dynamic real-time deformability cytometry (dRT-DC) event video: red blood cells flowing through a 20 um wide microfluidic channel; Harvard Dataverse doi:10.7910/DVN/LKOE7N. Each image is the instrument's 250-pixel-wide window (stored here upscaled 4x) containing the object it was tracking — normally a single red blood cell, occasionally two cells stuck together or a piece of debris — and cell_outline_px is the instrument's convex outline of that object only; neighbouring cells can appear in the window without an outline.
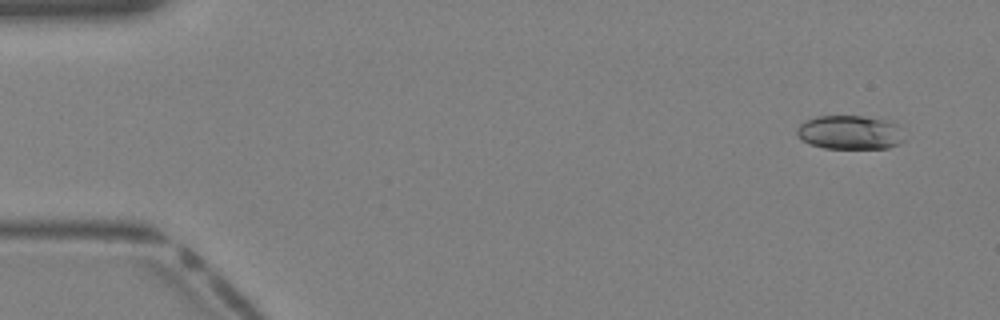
{"species": "Egyptian fruit bat (a non-hibernating species)", "species_latin": "Rousettus aegyptiacus", "temperature_condition": "warm", "stored_images_in_passage": 39, "camera_frame_rate_fps": 3000, "um_per_image_px": 0.085, "animal": {"sex": "female"}, "frame": {"image": 1, "passage_image": 2, "time_ms": 0.333, "image_size_px": [1000, 320], "cell_outline_px": [[904, 140], [888, 148], [824, 148], [812, 144], [796, 136], [796, 128], [804, 120], [816, 116], [864, 116], [884, 120], [896, 124]], "centroid_in_image_um": [72.18, 11.24], "position_along_channel_um": 12.8, "area_um2": 21.04}}
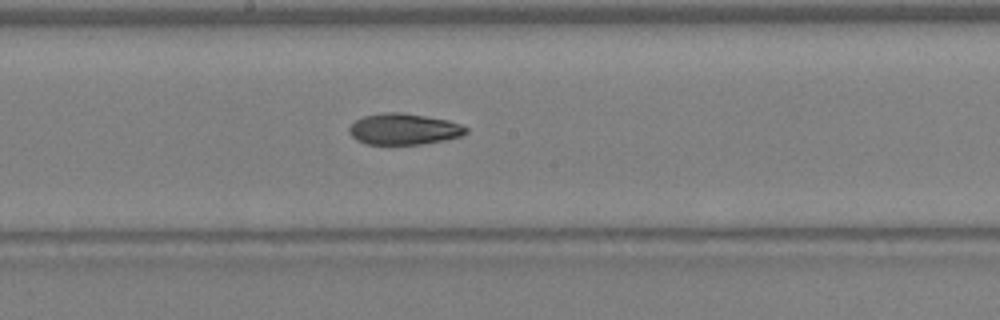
{"frame": {"image": 2, "passage_image": 21, "time_ms": 6.667, "image_size_px": [1000, 320], "cell_outline_px": [[468, 132], [460, 136], [444, 140], [424, 144], [364, 144], [356, 140], [348, 132], [348, 128], [356, 120], [364, 116], [384, 112], [400, 112], [448, 120], [460, 124], [468, 128]], "centroid_in_image_um": [34.31, 10.98], "position_along_channel_um": 213.9, "area_um2": 21.21}}
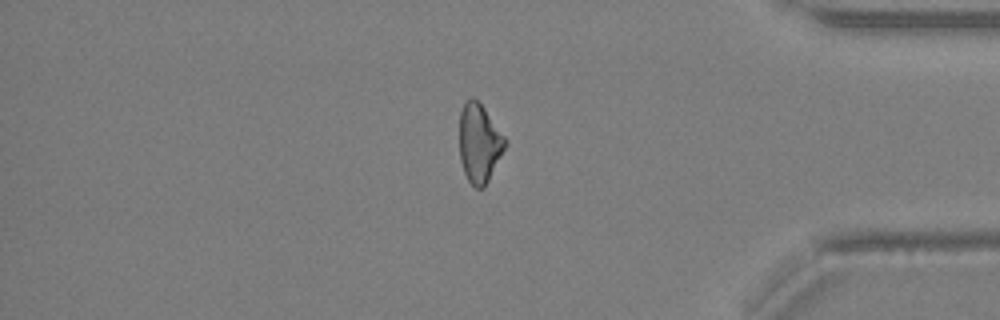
{"frame": {"image": 3, "passage_image": 33, "time_ms": 10.667, "image_size_px": [1000, 320], "cell_outline_px": [[508, 144], [484, 188], [476, 188], [468, 180], [464, 172], [460, 160], [460, 112], [464, 104], [472, 96], [484, 108], [508, 140]], "centroid_in_image_um": [40.76, 12.18], "position_along_channel_um": 394.4, "area_um2": 20.92}}